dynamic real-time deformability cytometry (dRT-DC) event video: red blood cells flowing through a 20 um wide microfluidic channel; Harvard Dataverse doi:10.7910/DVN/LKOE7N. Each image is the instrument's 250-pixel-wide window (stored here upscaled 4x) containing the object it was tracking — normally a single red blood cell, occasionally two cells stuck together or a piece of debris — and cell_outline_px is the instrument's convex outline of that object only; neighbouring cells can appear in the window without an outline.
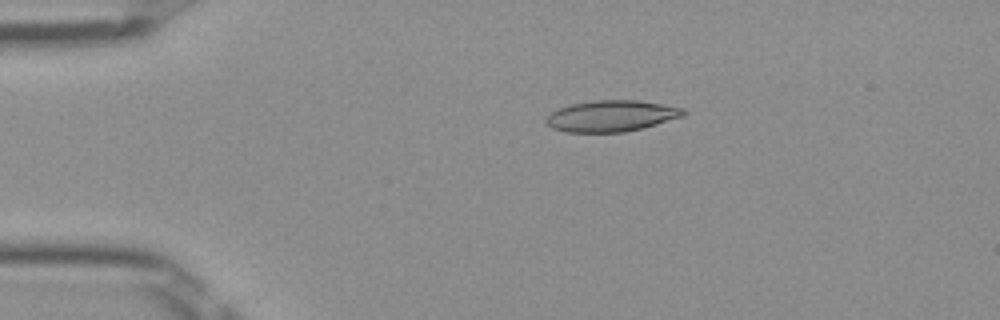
{"species": "Egyptian fruit bat (a non-hibernating species)", "species_latin": "Rousettus aegyptiacus", "temperature_condition": "room temperature", "stored_images_in_passage": 42, "camera_frame_rate_fps": 3000, "um_per_image_px": 0.085, "frame": {"image": 1, "passage_image": 2, "time_ms": 0.333, "image_size_px": [1000, 320], "cell_outline_px": [[688, 112], [684, 116], [656, 124], [624, 132], [568, 132], [552, 128], [544, 120], [556, 108], [572, 104], [596, 100], [636, 100], [684, 108]], "centroid_in_image_um": [51.97, 9.85], "position_along_channel_um": 33.0, "area_um2": 24.8}}
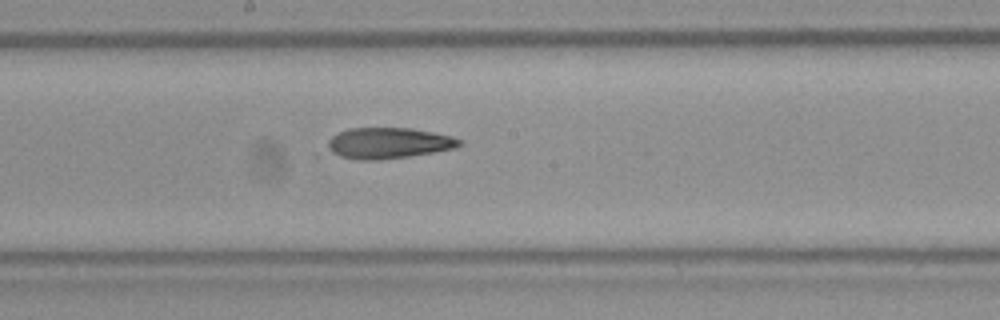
{"frame": {"image": 2, "passage_image": 19, "time_ms": 6.0, "image_size_px": [1000, 320], "cell_outline_px": [[464, 144], [456, 148], [436, 152], [408, 156], [376, 160], [360, 160], [312, 156], [332, 136], [348, 128], [412, 128], [452, 136], [464, 140]], "centroid_in_image_um": [32.75, 12.21], "position_along_channel_um": 215.4, "area_um2": 25.43}}
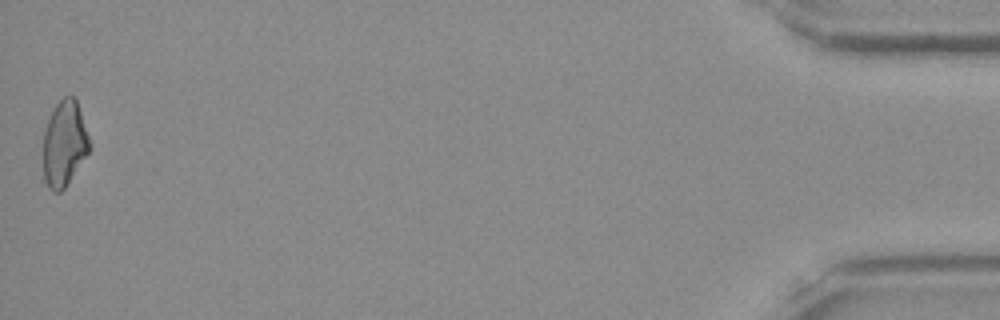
{"frame": {"image": 3, "passage_image": 42, "time_ms": 13.667, "image_size_px": [1000, 320], "cell_outline_px": [[92, 144], [88, 152], [64, 188], [60, 192], [52, 192], [40, 180], [44, 132], [48, 120], [56, 104], [64, 96], [76, 96]], "centroid_in_image_um": [5.42, 12.25], "position_along_channel_um": 429.8, "area_um2": 23.87}}